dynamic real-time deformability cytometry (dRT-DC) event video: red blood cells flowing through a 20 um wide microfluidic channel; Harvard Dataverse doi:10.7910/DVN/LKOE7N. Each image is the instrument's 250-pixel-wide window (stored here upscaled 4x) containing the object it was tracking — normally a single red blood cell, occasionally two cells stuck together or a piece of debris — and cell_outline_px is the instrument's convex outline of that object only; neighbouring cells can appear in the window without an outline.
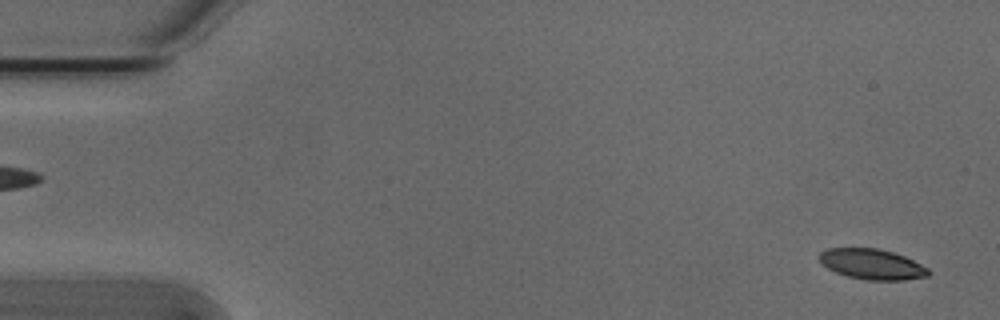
{"species": "Egyptian fruit bat (a non-hibernating species)", "species_latin": "Rousettus aegyptiacus", "temperature_condition": "cold", "stored_images_in_passage": 54, "camera_frame_rate_fps": 3000, "um_per_image_px": 0.085, "animal": {"sex": "male"}, "frame": {"image": 1, "passage_image": 2, "time_ms": 0.333, "image_size_px": [1000, 320], "cell_outline_px": [[932, 272], [928, 276], [904, 280], [868, 280], [848, 276], [836, 272], [828, 268], [816, 256], [820, 252], [828, 248], [876, 248], [892, 252], [904, 256], [928, 268]], "centroid_in_image_um": [74.12, 22.45], "position_along_channel_um": 10.9, "area_um2": 19.25}}
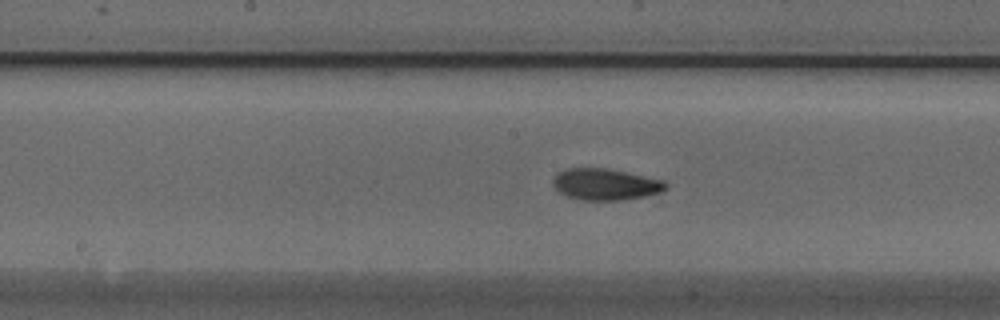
{"frame": {"image": 2, "passage_image": 27, "time_ms": 8.667, "image_size_px": [1000, 320], "cell_outline_px": [[668, 188], [660, 192], [644, 196], [620, 200], [580, 200], [556, 192], [552, 184], [552, 180], [556, 172], [568, 168], [608, 168], [664, 180], [668, 184]], "centroid_in_image_um": [51.42, 15.66], "position_along_channel_um": 196.8, "area_um2": 20.92}}
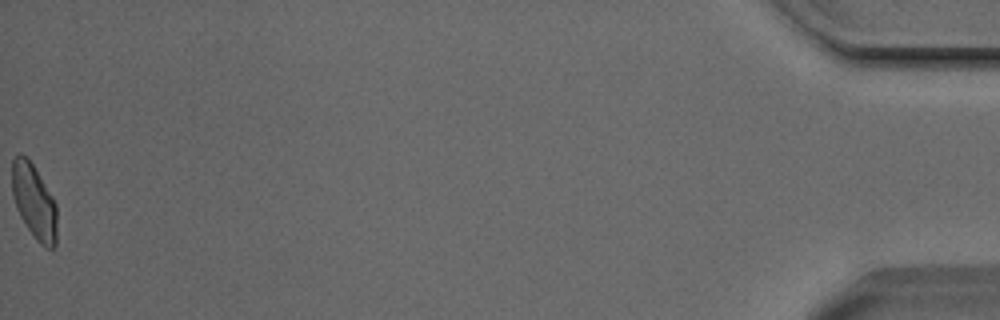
{"frame": {"image": 3, "passage_image": 54, "time_ms": 17.667, "image_size_px": [1000, 320], "cell_outline_px": [[56, 244], [52, 252], [44, 248], [36, 240], [20, 216], [16, 208], [12, 196], [12, 160], [20, 152], [32, 164], [52, 196], [56, 204]], "centroid_in_image_um": [2.9, 17.19], "position_along_channel_um": 432.3, "area_um2": 19.54}, "authors_computed_cell_mechanics": {"area_um2": 20.1722, "velocity_mm_per_s": 3.7895, "shape_relaxation_time_tau1_ms": 8.3626, "shape_relaxation_time_tau2_ms": 2.4194, "deformation_change_tau1": 0.174, "deformation_change_tau2": 0.073}}